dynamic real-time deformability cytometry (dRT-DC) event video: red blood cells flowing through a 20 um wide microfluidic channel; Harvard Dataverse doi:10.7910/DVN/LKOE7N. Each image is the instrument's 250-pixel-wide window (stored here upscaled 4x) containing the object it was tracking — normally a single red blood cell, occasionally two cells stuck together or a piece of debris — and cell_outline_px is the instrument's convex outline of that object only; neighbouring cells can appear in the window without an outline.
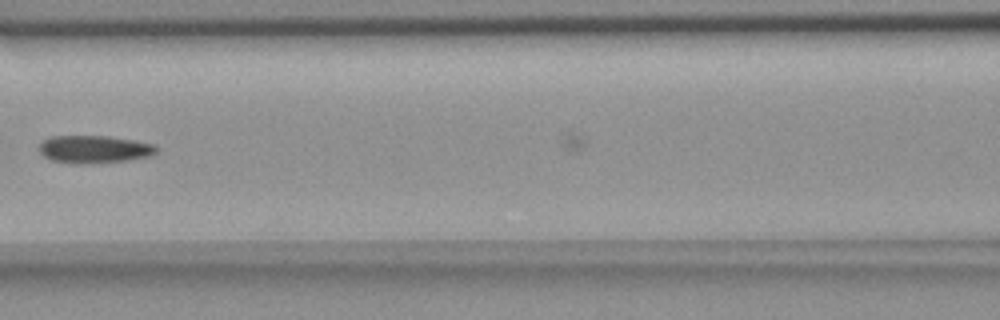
{"species": "common noctule bat (a hibernating species)", "species_latin": "Nyctalus noctula", "temperature_condition": "room temperature", "stored_images_in_passage": 6, "camera_frame_rate_fps": 3000, "um_per_image_px": 0.085, "animal": {"sex": "female", "body_mass_g": 18.4}, "frame": {"image": 1, "passage_image": 5, "time_ms": 1.333, "image_size_px": [1000, 320], "cell_outline_px": [[156, 152], [148, 156], [124, 160], [84, 164], [72, 164], [52, 160], [44, 156], [40, 152], [40, 144], [44, 140], [52, 136], [108, 136], [132, 140], [152, 144], [156, 148]], "centroid_in_image_um": [7.95, 12.69], "position_along_channel_um": 158.7, "area_um2": 18.55}}